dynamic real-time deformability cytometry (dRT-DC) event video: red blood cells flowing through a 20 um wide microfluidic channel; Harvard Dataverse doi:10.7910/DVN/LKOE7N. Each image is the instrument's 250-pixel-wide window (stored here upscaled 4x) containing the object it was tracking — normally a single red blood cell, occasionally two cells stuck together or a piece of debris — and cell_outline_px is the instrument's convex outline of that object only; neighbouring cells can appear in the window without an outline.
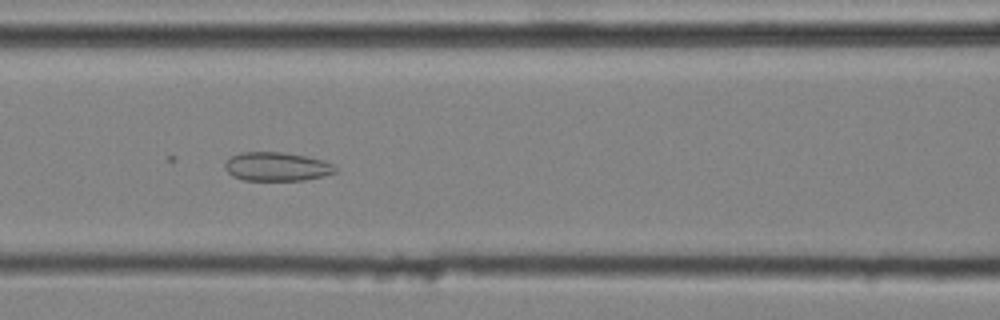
{"species": "common noctule bat (a hibernating species)", "species_latin": "Nyctalus noctula", "temperature_condition": "cold", "stored_images_in_passage": 45, "camera_frame_rate_fps": 3000, "um_per_image_px": 0.085, "animal": {"sex": "male", "body_mass_g": 20.4}, "frame": {"image": 1, "passage_image": 21, "time_ms": 6.667, "image_size_px": [1000, 320], "cell_outline_px": [[336, 172], [324, 176], [304, 180], [244, 180], [232, 176], [224, 168], [224, 164], [232, 156], [240, 152], [284, 152], [304, 156], [320, 160], [332, 164], [336, 168]], "centroid_in_image_um": [23.5, 14.16], "position_along_channel_um": 143.1, "area_um2": 18.38}}
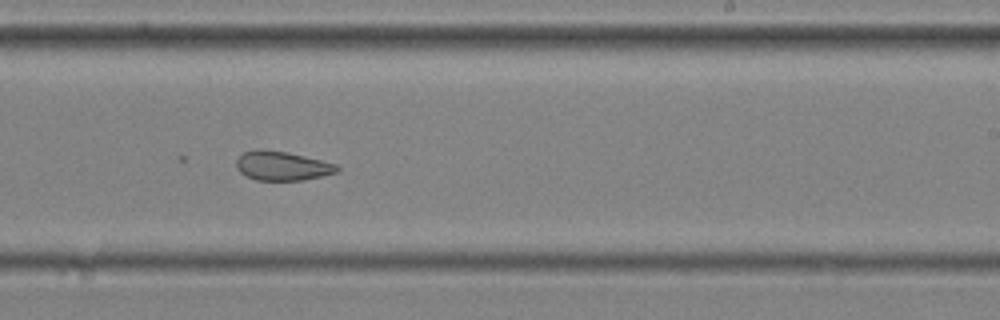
{"frame": {"image": 2, "passage_image": 30, "time_ms": 9.667, "image_size_px": [1000, 320], "cell_outline_px": [[340, 172], [300, 180], [256, 180], [240, 172], [236, 168], [236, 160], [244, 152], [256, 148], [260, 148], [288, 152], [336, 164], [340, 168]], "centroid_in_image_um": [23.97, 14.08], "position_along_channel_um": 265.0, "area_um2": 17.11}}
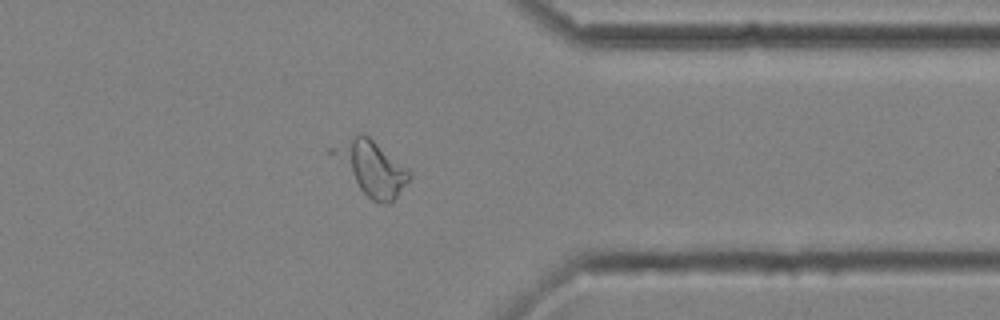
{"frame": {"image": 3, "passage_image": 39, "time_ms": 12.667, "image_size_px": [1000, 320], "cell_outline_px": [[412, 176], [396, 196], [388, 204], [384, 204], [372, 200], [360, 188], [352, 172], [344, 152], [344, 148], [360, 132], [364, 132], [408, 168]], "centroid_in_image_um": [31.95, 14.37], "position_along_channel_um": 379.4, "area_um2": 20.4}}